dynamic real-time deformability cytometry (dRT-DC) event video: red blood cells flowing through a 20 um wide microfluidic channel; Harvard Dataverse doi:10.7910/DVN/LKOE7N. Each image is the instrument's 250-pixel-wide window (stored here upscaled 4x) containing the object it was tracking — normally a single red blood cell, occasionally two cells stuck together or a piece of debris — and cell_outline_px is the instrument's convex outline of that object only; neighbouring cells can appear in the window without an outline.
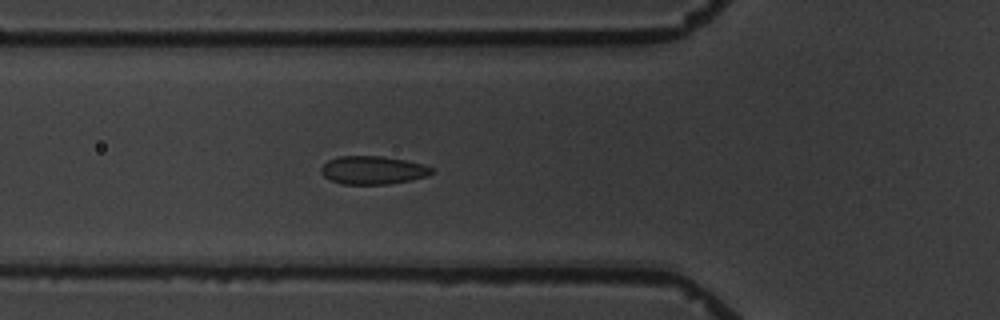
{"species": "common noctule bat (a hibernating species)", "species_latin": "Nyctalus noctula", "temperature_condition": "warm", "stored_images_in_passage": 3, "camera_frame_rate_fps": 3000, "um_per_image_px": 0.085, "animal": {"sex": "male", "body_mass_g": 19.5, "forearm_length_mm": 54.6}, "frame": {"image": 1, "passage_image": 3, "time_ms": 3.333, "image_size_px": [1000, 320], "cell_outline_px": [[432, 172], [428, 176], [412, 180], [388, 184], [344, 184], [332, 180], [324, 176], [320, 172], [320, 168], [328, 160], [340, 156], [380, 156], [404, 160], [424, 164], [432, 168]], "centroid_in_image_um": [31.7, 14.46], "position_along_channel_um": 94.1, "area_um2": 18.09}}